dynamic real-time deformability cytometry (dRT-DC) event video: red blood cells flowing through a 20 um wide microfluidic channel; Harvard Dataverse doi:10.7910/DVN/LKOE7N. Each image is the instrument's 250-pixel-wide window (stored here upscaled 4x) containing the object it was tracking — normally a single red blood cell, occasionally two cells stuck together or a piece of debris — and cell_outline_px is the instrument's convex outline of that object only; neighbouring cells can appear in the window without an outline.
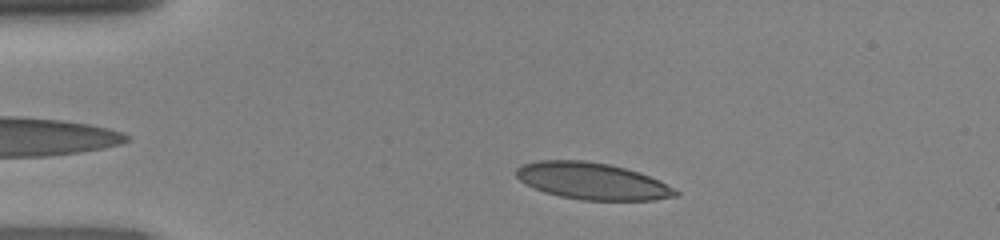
{"species": "human", "species_latin": "Homo sapiens", "temperature_condition": "room temperature", "stored_images_in_passage": 38, "camera_frame_rate_fps": 3000, "um_per_image_px": 0.085, "donor": {"sex": "female"}, "frame": {"image": 1, "passage_image": 5, "time_ms": 1.333, "image_size_px": [1000, 240], "cell_outline_px": [[680, 192], [676, 196], [652, 200], [580, 200], [560, 196], [544, 192], [520, 180], [516, 176], [516, 168], [520, 164], [536, 160], [584, 160], [608, 164], [640, 172], [660, 180]], "centroid_in_image_um": [50.33, 15.38], "position_along_channel_um": 34.7, "area_um2": 34.16}}
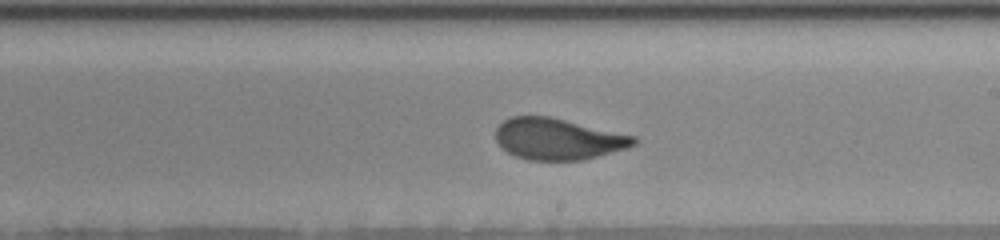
{"frame": {"image": 2, "passage_image": 23, "time_ms": 7.333, "image_size_px": [1000, 240], "cell_outline_px": [[640, 140], [636, 144], [628, 148], [580, 160], [528, 160], [516, 156], [508, 152], [496, 140], [496, 128], [504, 120], [512, 116], [548, 116], [636, 136]], "centroid_in_image_um": [47.45, 11.81], "position_along_channel_um": 241.5, "area_um2": 33.06}}
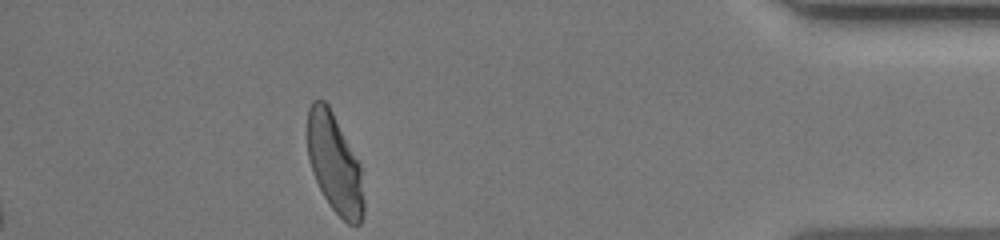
{"frame": {"image": 3, "passage_image": 38, "time_ms": 12.333, "image_size_px": [1000, 240], "cell_outline_px": [[364, 216], [360, 224], [348, 224], [328, 204], [312, 172], [308, 156], [308, 108], [312, 100], [324, 100], [328, 104], [360, 164], [364, 200]], "centroid_in_image_um": [28.45, 13.92], "position_along_channel_um": 406.8, "area_um2": 32.31}}